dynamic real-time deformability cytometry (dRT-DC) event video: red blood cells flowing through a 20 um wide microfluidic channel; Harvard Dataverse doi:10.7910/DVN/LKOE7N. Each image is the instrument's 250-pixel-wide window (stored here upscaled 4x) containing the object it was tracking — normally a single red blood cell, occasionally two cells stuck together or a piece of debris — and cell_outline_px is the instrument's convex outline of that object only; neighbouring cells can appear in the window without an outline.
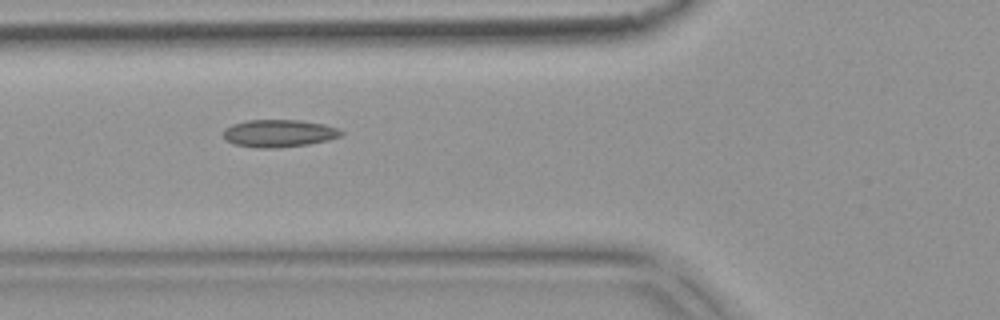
{"species": "common noctule bat (a hibernating species)", "species_latin": "Nyctalus noctula", "temperature_condition": "warm", "stored_images_in_passage": 6, "camera_frame_rate_fps": 3000, "um_per_image_px": 0.085, "animal": {"sex": "female", "body_mass_g": 18.4}, "frame": {"image": 1, "passage_image": 3, "time_ms": 0.667, "image_size_px": [1000, 320], "cell_outline_px": [[344, 132], [340, 136], [328, 140], [308, 144], [272, 148], [256, 148], [232, 144], [224, 140], [224, 128], [232, 124], [248, 120], [300, 120], [324, 124], [336, 128]], "centroid_in_image_um": [23.66, 11.33], "position_along_channel_um": 102.1, "area_um2": 18.9}}
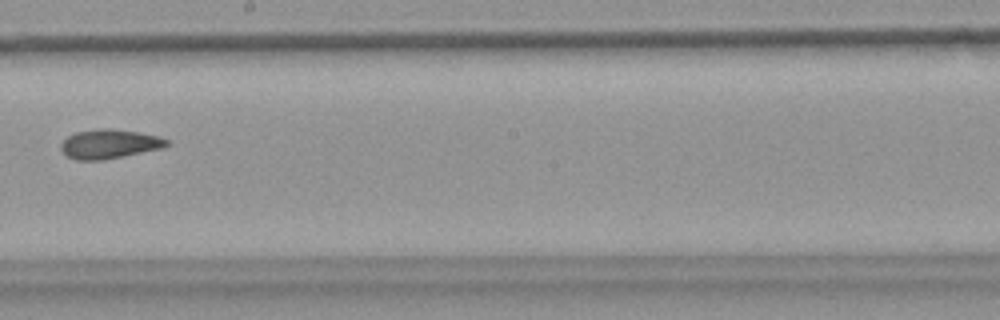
{"frame": {"image": 2, "passage_image": 6, "time_ms": 1.667, "image_size_px": [1000, 320], "cell_outline_px": [[168, 144], [160, 148], [104, 160], [76, 160], [68, 156], [60, 148], [60, 144], [68, 136], [76, 132], [100, 128], [112, 128], [140, 132], [160, 136], [168, 140]], "centroid_in_image_um": [9.28, 12.22], "position_along_channel_um": 238.9, "area_um2": 17.92}}